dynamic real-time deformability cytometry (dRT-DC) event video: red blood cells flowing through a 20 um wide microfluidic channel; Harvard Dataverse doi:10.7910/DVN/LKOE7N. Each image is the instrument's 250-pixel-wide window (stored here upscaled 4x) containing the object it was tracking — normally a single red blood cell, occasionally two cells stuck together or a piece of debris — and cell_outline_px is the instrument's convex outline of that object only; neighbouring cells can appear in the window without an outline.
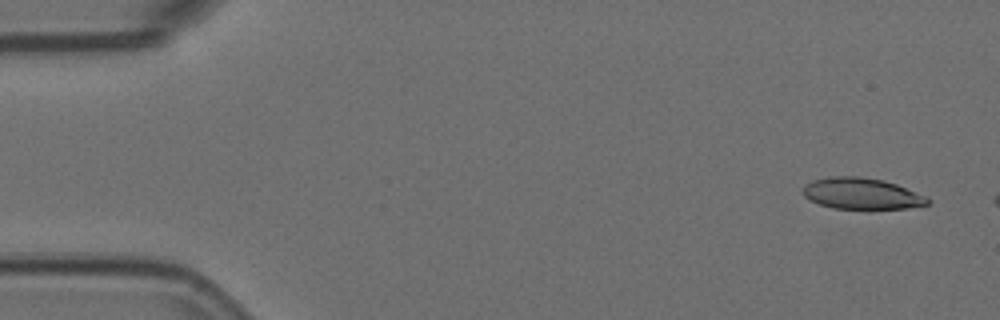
{"species": "Egyptian fruit bat (a non-hibernating species)", "species_latin": "Rousettus aegyptiacus", "temperature_condition": "room temperature", "stored_images_in_passage": 4, "camera_frame_rate_fps": 3000, "um_per_image_px": 0.085, "animal": {"sex": "female"}, "frame": {"image": 1, "passage_image": 1, "time_ms": 0.0, "image_size_px": [1000, 320], "cell_outline_px": [[932, 200], [928, 204], [908, 208], [868, 212], [832, 208], [808, 200], [804, 196], [804, 184], [812, 180], [828, 176], [860, 176], [884, 180], [896, 184], [928, 196]], "centroid_in_image_um": [73.28, 16.5], "position_along_channel_um": 11.7, "area_um2": 23.93}}